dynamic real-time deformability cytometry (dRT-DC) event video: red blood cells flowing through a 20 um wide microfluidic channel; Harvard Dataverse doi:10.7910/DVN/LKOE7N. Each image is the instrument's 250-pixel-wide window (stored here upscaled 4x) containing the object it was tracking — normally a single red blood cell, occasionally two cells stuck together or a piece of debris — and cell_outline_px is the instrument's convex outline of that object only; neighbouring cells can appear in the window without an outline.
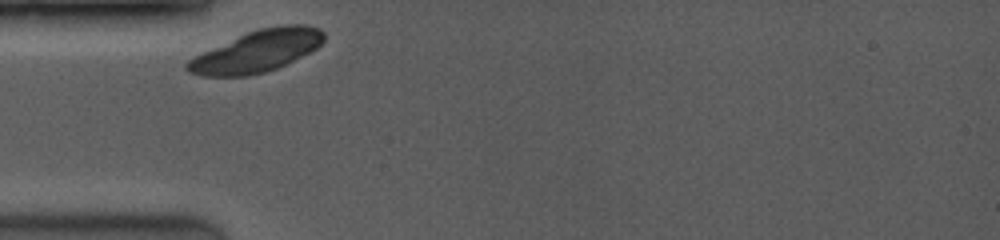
{"species": "common noctule bat (a hibernating species)", "species_latin": "Nyctalus noctula", "temperature_condition": "room temperature", "stored_images_in_passage": 4, "camera_frame_rate_fps": 3500, "um_per_image_px": 0.085, "animal": {"sex": "female", "body_mass_g": 19.0, "forearm_length_mm": 53.3}, "frame": {"image": 1, "passage_image": 1, "time_ms": 0.0, "image_size_px": [1000, 240], "cell_outline_px": [[324, 40], [316, 48], [276, 68], [264, 72], [248, 76], [200, 76], [188, 72], [184, 68], [184, 64], [192, 56], [248, 32], [260, 28], [280, 24], [304, 24], [320, 28], [324, 32]], "centroid_in_image_um": [21.8, 4.35], "position_along_channel_um": 63.2, "area_um2": 33.06}}